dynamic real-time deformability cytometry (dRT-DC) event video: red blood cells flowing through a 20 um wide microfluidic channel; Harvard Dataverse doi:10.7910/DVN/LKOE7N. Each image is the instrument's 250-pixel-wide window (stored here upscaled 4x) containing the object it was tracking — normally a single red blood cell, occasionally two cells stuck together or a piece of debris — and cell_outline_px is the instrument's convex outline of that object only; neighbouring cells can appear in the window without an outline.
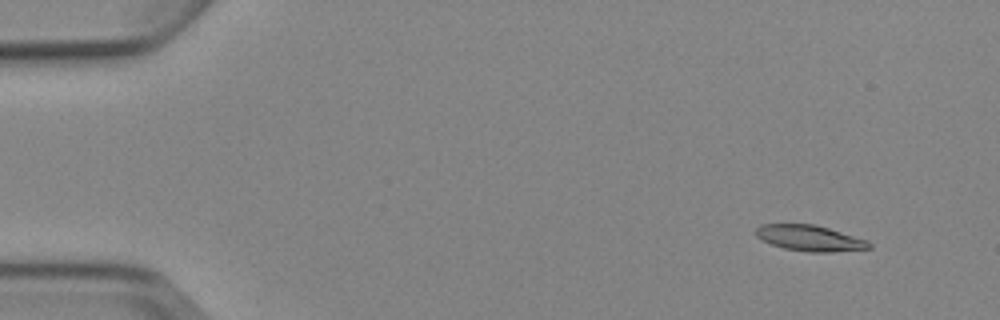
{"species": "Egyptian fruit bat (a non-hibernating species)", "species_latin": "Rousettus aegyptiacus", "temperature_condition": "cold", "stored_images_in_passage": 6, "camera_frame_rate_fps": 3000, "um_per_image_px": 0.085, "animal": {"sex": "female"}, "frame": {"image": 1, "passage_image": 2, "time_ms": 1.333, "image_size_px": [1000, 320], "cell_outline_px": [[872, 248], [832, 252], [808, 252], [784, 248], [772, 244], [756, 236], [756, 228], [760, 224], [816, 224], [868, 240], [872, 244]], "centroid_in_image_um": [68.87, 20.24], "position_along_channel_um": 16.1, "area_um2": 17.05}}